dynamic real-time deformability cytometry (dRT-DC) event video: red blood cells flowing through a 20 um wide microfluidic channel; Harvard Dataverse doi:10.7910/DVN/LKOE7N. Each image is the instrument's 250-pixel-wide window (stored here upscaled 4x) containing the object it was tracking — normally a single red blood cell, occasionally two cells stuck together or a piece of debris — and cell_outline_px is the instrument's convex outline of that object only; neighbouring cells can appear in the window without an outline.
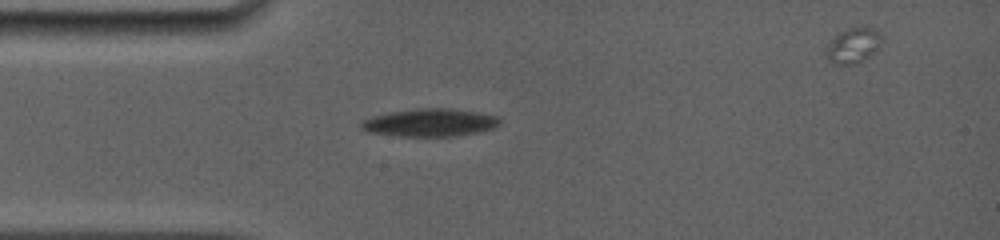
{"species": "common noctule bat (a hibernating species)", "species_latin": "Nyctalus noctula", "temperature_condition": "room temperature", "stored_images_in_passage": 10, "camera_frame_rate_fps": 5000, "um_per_image_px": 0.085, "animal": {"sex": "female", "body_mass_g": 19.0, "forearm_length_mm": 56.7}, "frame": {"image": 1, "passage_image": 1, "time_ms": 0.0, "image_size_px": [1000, 240], "cell_outline_px": [[500, 124], [496, 128], [456, 136], [400, 136], [368, 132], [360, 128], [360, 124], [364, 120], [372, 116], [388, 112], [416, 108], [452, 108], [500, 116]], "centroid_in_image_um": [36.56, 10.41], "position_along_channel_um": 48.4, "area_um2": 22.6}}
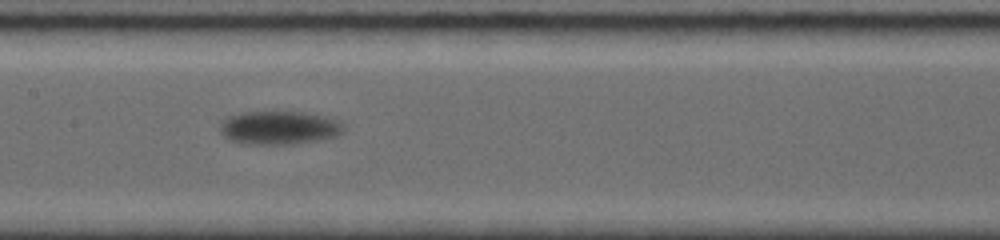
{"frame": {"image": 2, "passage_image": 6, "time_ms": 4.0, "image_size_px": [1000, 240], "cell_outline_px": [[344, 132], [336, 136], [320, 140], [288, 144], [244, 144], [228, 140], [220, 132], [220, 124], [228, 116], [240, 112], [304, 112], [328, 116], [340, 120], [344, 124]], "centroid_in_image_um": [23.75, 10.85], "position_along_channel_um": 183.6, "area_um2": 24.45}}
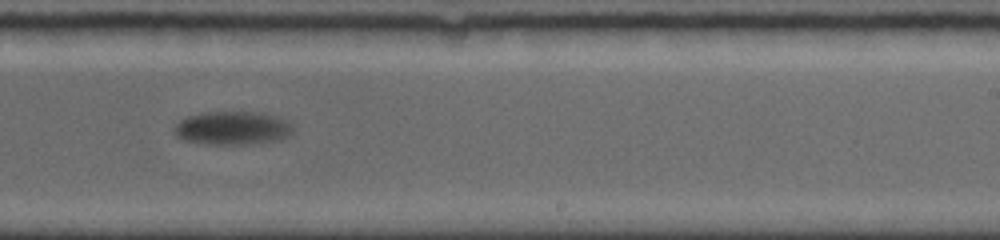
{"frame": {"image": 3, "passage_image": 9, "time_ms": 6.4, "image_size_px": [1000, 240], "cell_outline_px": [[292, 132], [288, 136], [280, 140], [244, 144], [212, 144], [184, 140], [176, 136], [172, 132], [172, 128], [180, 120], [188, 116], [208, 112], [252, 112], [276, 116], [292, 124]], "centroid_in_image_um": [19.73, 10.89], "position_along_channel_um": 269.3, "area_um2": 22.95}}